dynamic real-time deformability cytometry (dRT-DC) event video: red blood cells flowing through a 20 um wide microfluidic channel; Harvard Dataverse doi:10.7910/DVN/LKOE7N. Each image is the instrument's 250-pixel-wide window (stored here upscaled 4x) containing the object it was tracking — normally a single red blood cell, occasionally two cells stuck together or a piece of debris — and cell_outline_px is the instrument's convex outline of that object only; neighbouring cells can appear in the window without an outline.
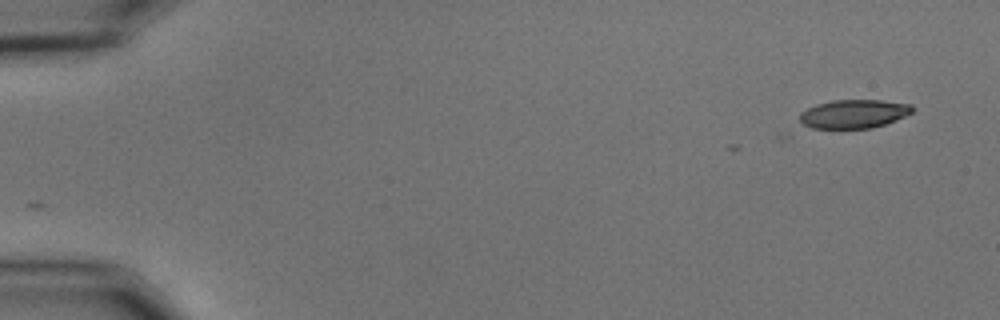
{"species": "common noctule bat (a hibernating species)", "species_latin": "Nyctalus noctula", "temperature_condition": "cold", "stored_images_in_passage": 4, "camera_frame_rate_fps": 3000, "um_per_image_px": 0.085, "animal": {"sex": "male", "body_mass_g": 15.6}, "frame": {"image": 1, "passage_image": 1, "time_ms": 0.0, "image_size_px": [1000, 320], "cell_outline_px": [[912, 112], [896, 120], [872, 128], [812, 128], [804, 124], [800, 120], [800, 112], [816, 104], [832, 100], [880, 100], [912, 104]], "centroid_in_image_um": [72.57, 9.67], "position_along_channel_um": 12.4, "area_um2": 18.67}}